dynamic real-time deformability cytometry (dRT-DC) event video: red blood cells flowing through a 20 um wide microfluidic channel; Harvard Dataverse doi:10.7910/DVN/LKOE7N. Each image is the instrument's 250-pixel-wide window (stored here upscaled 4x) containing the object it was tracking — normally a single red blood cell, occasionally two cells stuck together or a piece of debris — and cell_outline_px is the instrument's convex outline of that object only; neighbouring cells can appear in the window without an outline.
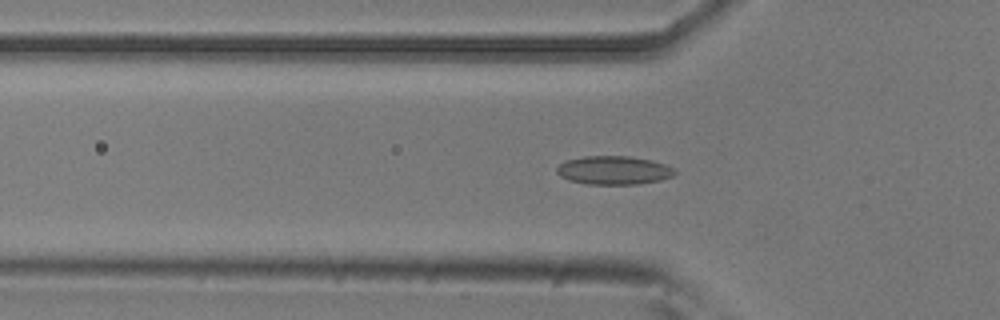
{"species": "common noctule bat (a hibernating species)", "species_latin": "Nyctalus noctula", "temperature_condition": "room temperature", "stored_images_in_passage": 48, "camera_frame_rate_fps": 3000, "um_per_image_px": 0.085, "animal": {"sex": "male", "body_mass_g": 20.5, "forearm_length_mm": 52.5}, "frame": {"image": 1, "passage_image": 17, "time_ms": 5.333, "image_size_px": [1000, 320], "cell_outline_px": [[676, 172], [672, 176], [660, 180], [636, 184], [588, 184], [568, 180], [560, 176], [556, 172], [556, 168], [560, 164], [568, 160], [584, 156], [628, 156], [652, 160], [664, 164], [672, 168]], "centroid_in_image_um": [52.14, 14.47], "position_along_channel_um": 73.7, "area_um2": 19.48}}
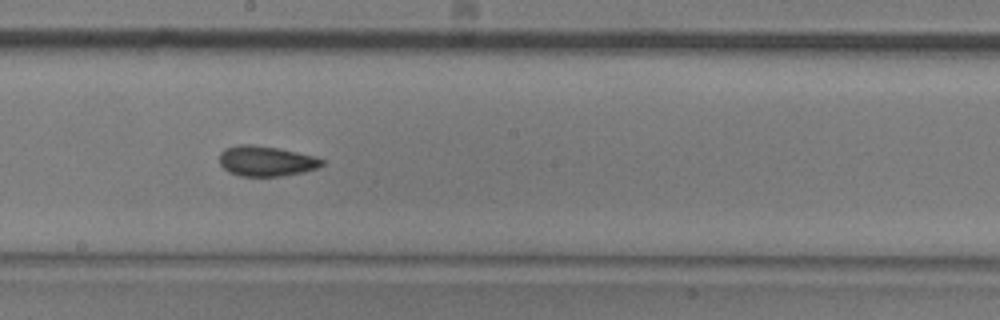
{"frame": {"image": 2, "passage_image": 29, "time_ms": 9.333, "image_size_px": [1000, 320], "cell_outline_px": [[324, 164], [316, 168], [304, 172], [284, 176], [240, 176], [228, 172], [220, 164], [220, 152], [224, 148], [240, 144], [252, 144], [276, 148], [316, 156], [324, 160]], "centroid_in_image_um": [22.61, 13.69], "position_along_channel_um": 225.6, "area_um2": 18.15}}
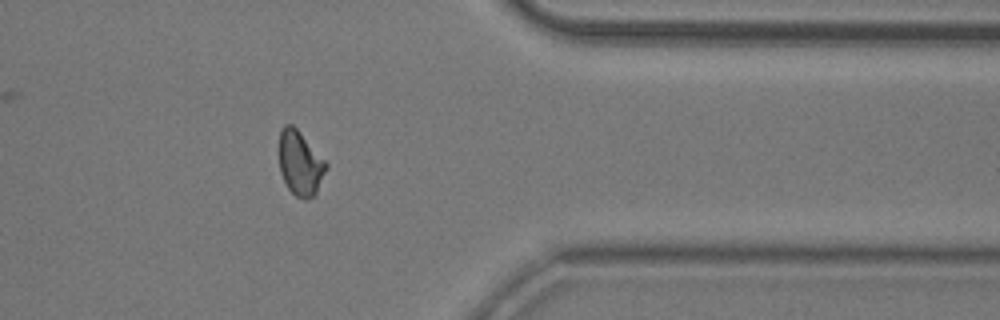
{"frame": {"image": 3, "passage_image": 43, "time_ms": 14.0, "image_size_px": [1000, 320], "cell_outline_px": [[328, 168], [316, 192], [312, 196], [304, 200], [296, 196], [288, 188], [280, 172], [280, 132], [284, 124], [292, 124], [300, 132], [328, 164]], "centroid_in_image_um": [25.52, 13.88], "position_along_channel_um": 385.9, "area_um2": 17.4}}